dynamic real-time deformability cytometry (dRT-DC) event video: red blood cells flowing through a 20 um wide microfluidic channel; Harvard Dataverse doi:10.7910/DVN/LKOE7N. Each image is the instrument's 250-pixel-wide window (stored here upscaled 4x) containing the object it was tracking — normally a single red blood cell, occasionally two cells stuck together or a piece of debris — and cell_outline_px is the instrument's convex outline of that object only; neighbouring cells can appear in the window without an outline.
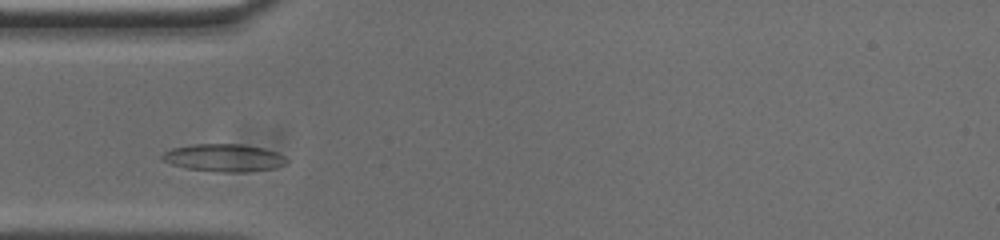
{"species": "common noctule bat (a hibernating species)", "species_latin": "Nyctalus noctula", "temperature_condition": "cold", "stored_images_in_passage": 32, "camera_frame_rate_fps": 3000, "um_per_image_px": 0.085, "animal": {"sex": "male", "body_mass_g": 20.0, "forearm_length_mm": 53.3}, "frame": {"image": 1, "passage_image": 5, "time_ms": 1.333, "image_size_px": [1000, 240], "cell_outline_px": [[288, 164], [276, 168], [244, 172], [220, 172], [184, 168], [172, 164], [164, 160], [160, 156], [164, 152], [172, 148], [192, 144], [240, 144], [264, 148], [276, 152], [284, 156], [288, 160]], "centroid_in_image_um": [19.06, 13.41], "position_along_channel_um": 65.9, "area_um2": 20.11}}
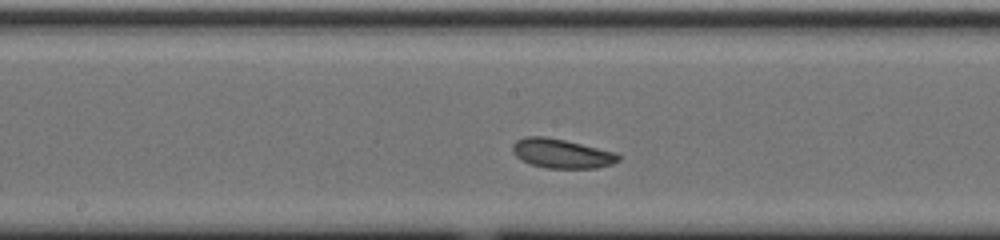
{"frame": {"image": 2, "passage_image": 16, "time_ms": 5.0, "image_size_px": [1000, 240], "cell_outline_px": [[620, 160], [612, 164], [596, 168], [548, 168], [532, 164], [520, 160], [512, 152], [512, 144], [516, 140], [524, 136], [544, 136], [564, 140], [616, 152], [620, 156]], "centroid_in_image_um": [47.72, 13.04], "position_along_channel_um": 200.5, "area_um2": 18.09}}
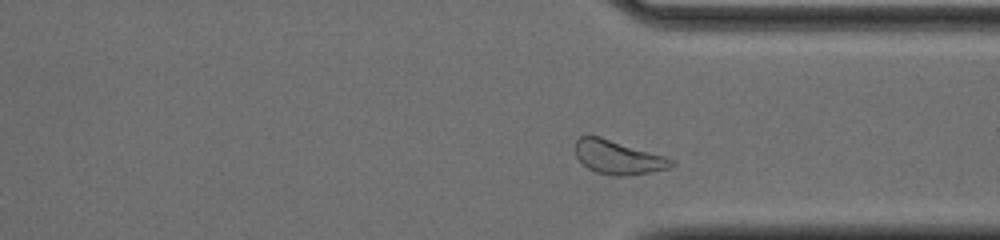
{"frame": {"image": 3, "passage_image": 29, "time_ms": 9.333, "image_size_px": [1000, 240], "cell_outline_px": [[676, 164], [668, 168], [652, 172], [628, 176], [616, 176], [596, 172], [588, 168], [576, 156], [576, 140], [580, 136], [600, 136], [664, 156], [676, 160]], "centroid_in_image_um": [52.57, 13.38], "position_along_channel_um": 358.8, "area_um2": 18.84}, "authors_computed_cell_mechanics": {"area_um2": 17.918, "velocity_mm_per_s": 3.6626, "shape_relaxation_time_tau1_ms": 3.6233, "shape_relaxation_time_tau2_ms": 11.12, "deformation_change_tau1": 0.0902, "deformation_change_tau2": 0.1733}}